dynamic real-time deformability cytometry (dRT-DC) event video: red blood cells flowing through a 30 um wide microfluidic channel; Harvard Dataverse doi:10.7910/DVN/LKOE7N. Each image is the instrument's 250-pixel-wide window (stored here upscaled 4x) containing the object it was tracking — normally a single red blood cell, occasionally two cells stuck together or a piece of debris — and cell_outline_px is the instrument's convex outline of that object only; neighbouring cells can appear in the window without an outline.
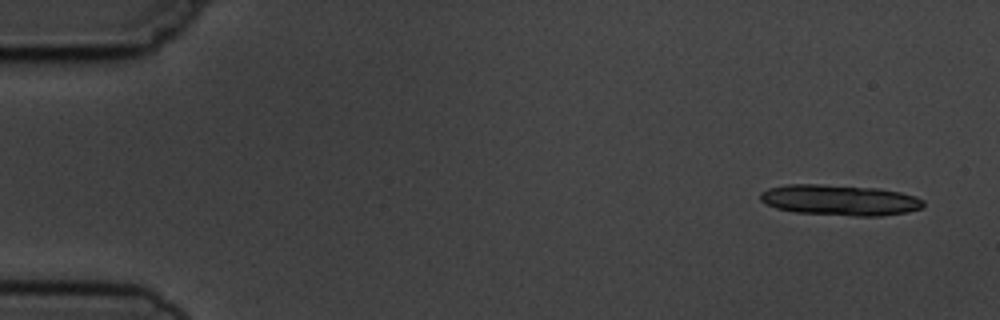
{"species": "common noctule bat (a hibernating species)", "species_latin": "Nyctalus noctula", "temperature_condition": "cold", "stored_images_in_passage": 6, "segment_of_instrument_passage": [1, 2], "camera_frame_rate_fps": 3000, "um_per_image_px": 0.085, "animal": {"sex": "male", "body_mass_g": 19.5, "forearm_length_mm": 54.6}, "frame": {"image": 1, "passage_image": 1, "time_ms": 0.0, "image_size_px": [1000, 320], "cell_outline_px": [[924, 204], [920, 208], [908, 212], [880, 216], [852, 216], [792, 212], [776, 208], [760, 200], [760, 192], [768, 188], [788, 184], [820, 184], [880, 188], [900, 192], [916, 196], [924, 200]], "centroid_in_image_um": [71.38, 17.0], "position_along_channel_um": 13.6, "area_um2": 29.42}}